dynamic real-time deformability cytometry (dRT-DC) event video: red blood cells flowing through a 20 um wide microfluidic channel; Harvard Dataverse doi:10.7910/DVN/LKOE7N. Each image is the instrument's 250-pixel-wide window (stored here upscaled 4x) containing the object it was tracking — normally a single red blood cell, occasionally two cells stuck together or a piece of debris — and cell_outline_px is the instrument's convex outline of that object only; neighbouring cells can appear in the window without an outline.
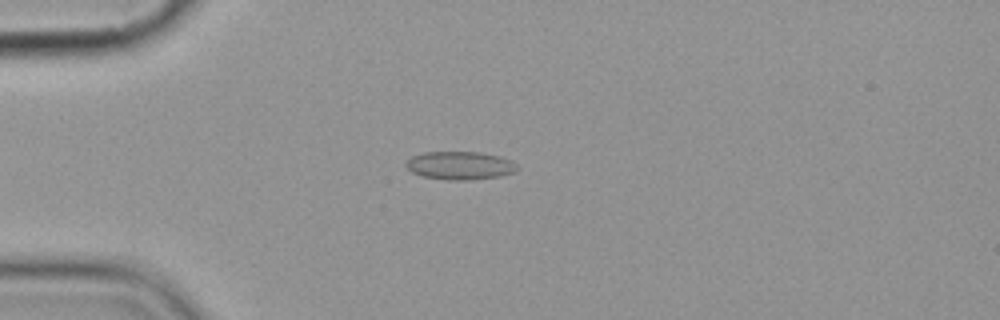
{"species": "common noctule bat (a hibernating species)", "species_latin": "Nyctalus noctula", "temperature_condition": "cold", "stored_images_in_passage": 14, "camera_frame_rate_fps": 3000, "um_per_image_px": 0.085, "animal": {"sex": "female", "body_mass_g": 19.9}, "frame": {"image": 1, "passage_image": 3, "time_ms": 3.0, "image_size_px": [1000, 320], "cell_outline_px": [[516, 172], [500, 176], [468, 180], [448, 180], [424, 176], [412, 172], [404, 164], [412, 156], [424, 152], [480, 152], [500, 156], [512, 160], [516, 164]], "centroid_in_image_um": [39.12, 14.06], "position_along_channel_um": 45.9, "area_um2": 18.21}}
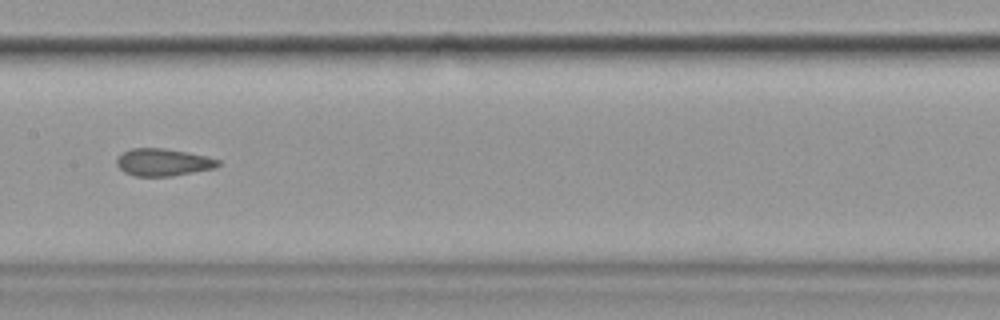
{"frame": {"image": 2, "passage_image": 7, "time_ms": 7.667, "image_size_px": [1000, 320], "cell_outline_px": [[220, 164], [216, 168], [172, 176], [136, 176], [124, 172], [116, 164], [116, 160], [124, 152], [132, 148], [164, 148], [188, 152], [208, 156], [220, 160]], "centroid_in_image_um": [13.9, 13.79], "position_along_channel_um": 193.5, "area_um2": 16.18}}
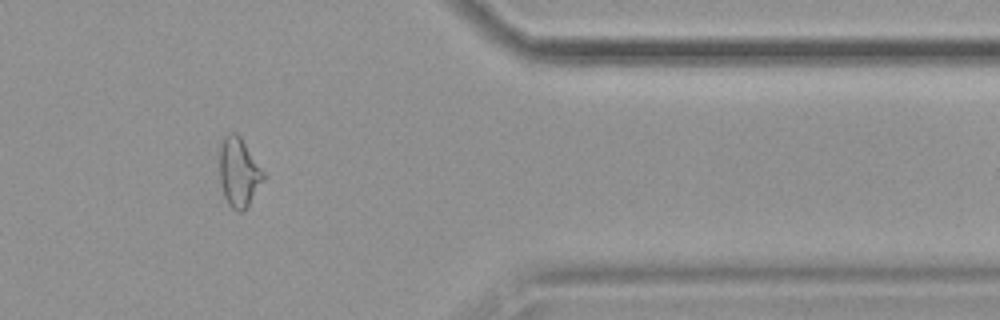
{"frame": {"image": 3, "passage_image": 12, "time_ms": 13.667, "image_size_px": [1000, 320], "cell_outline_px": [[264, 180], [248, 208], [244, 212], [236, 212], [228, 204], [224, 196], [220, 180], [220, 144], [224, 136], [228, 132], [236, 132], [240, 136], [264, 172]], "centroid_in_image_um": [20.3, 14.68], "position_along_channel_um": 391.1, "area_um2": 17.86}, "authors_computed_cell_mechanics": {"area_um2": 17.5712, "velocity_mm_per_s": 3.6003, "shape_relaxation_time_tau1_ms": null, "shape_relaxation_time_tau2_ms": 5.584, "deformation_change_tau1": null, "deformation_change_tau2": 0.081}}